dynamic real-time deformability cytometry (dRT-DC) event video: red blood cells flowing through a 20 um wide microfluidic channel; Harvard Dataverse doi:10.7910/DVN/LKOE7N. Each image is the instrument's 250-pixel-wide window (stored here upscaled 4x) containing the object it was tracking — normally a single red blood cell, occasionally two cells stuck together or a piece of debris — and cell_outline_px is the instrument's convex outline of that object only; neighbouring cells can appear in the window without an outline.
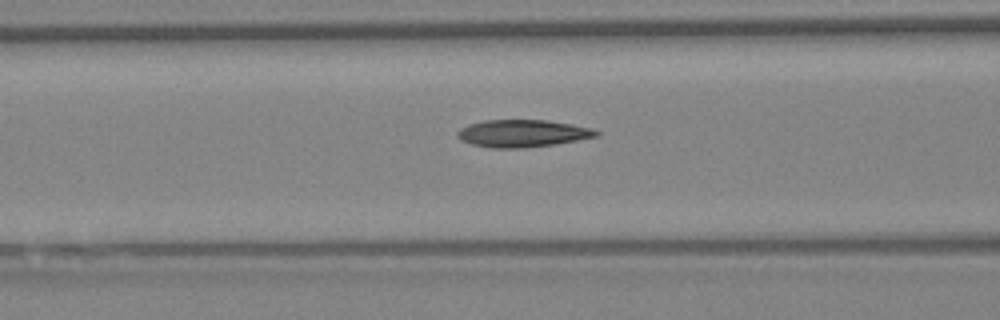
{"species": "Egyptian fruit bat (a non-hibernating species)", "species_latin": "Rousettus aegyptiacus", "temperature_condition": "warm", "stored_images_in_passage": 19, "camera_frame_rate_fps": 3000, "um_per_image_px": 0.085, "animal": {"sex": "female"}, "frame": {"image": 1, "passage_image": 6, "time_ms": 1.667, "image_size_px": [1000, 320], "cell_outline_px": [[600, 132], [596, 136], [576, 140], [552, 144], [520, 148], [488, 148], [472, 144], [460, 140], [456, 136], [456, 132], [460, 128], [468, 124], [484, 120], [544, 120], [572, 124], [592, 128]], "centroid_in_image_um": [44.34, 11.33], "position_along_channel_um": 122.3, "area_um2": 22.02}}
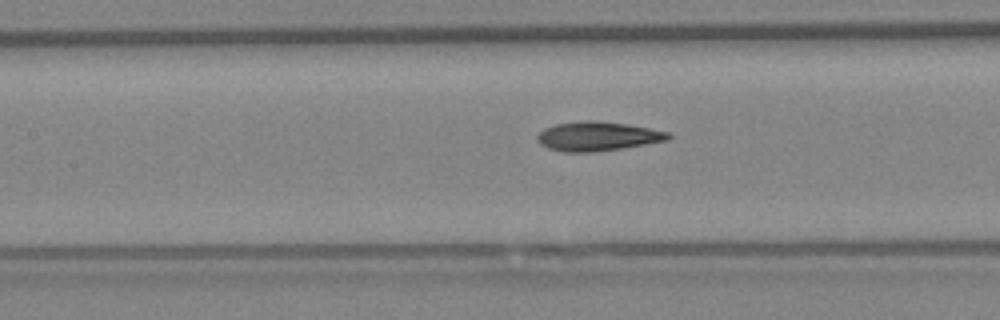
{"frame": {"image": 2, "passage_image": 9, "time_ms": 2.667, "image_size_px": [1000, 320], "cell_outline_px": [[672, 136], [668, 140], [620, 148], [592, 152], [564, 152], [548, 148], [540, 144], [536, 140], [536, 136], [544, 128], [556, 124], [588, 120], [596, 120], [624, 124], [648, 128], [668, 132]], "centroid_in_image_um": [50.75, 11.58], "position_along_channel_um": 156.7, "area_um2": 22.02}}